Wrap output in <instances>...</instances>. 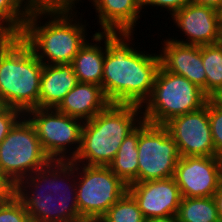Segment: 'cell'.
Segmentation results:
<instances>
[{"mask_svg":"<svg viewBox=\"0 0 222 222\" xmlns=\"http://www.w3.org/2000/svg\"><path fill=\"white\" fill-rule=\"evenodd\" d=\"M134 35L105 32L102 89L110 103L142 107L151 96L160 59L158 53L136 47Z\"/></svg>","mask_w":222,"mask_h":222,"instance_id":"1","label":"cell"},{"mask_svg":"<svg viewBox=\"0 0 222 222\" xmlns=\"http://www.w3.org/2000/svg\"><path fill=\"white\" fill-rule=\"evenodd\" d=\"M32 222H86L76 198V163L51 160L15 187Z\"/></svg>","mask_w":222,"mask_h":222,"instance_id":"2","label":"cell"},{"mask_svg":"<svg viewBox=\"0 0 222 222\" xmlns=\"http://www.w3.org/2000/svg\"><path fill=\"white\" fill-rule=\"evenodd\" d=\"M143 121L141 106L110 103L91 120L84 121L81 148L74 163L109 166L123 140Z\"/></svg>","mask_w":222,"mask_h":222,"instance_id":"3","label":"cell"},{"mask_svg":"<svg viewBox=\"0 0 222 222\" xmlns=\"http://www.w3.org/2000/svg\"><path fill=\"white\" fill-rule=\"evenodd\" d=\"M43 67L20 36H6L0 42V98L7 107L23 114L39 108Z\"/></svg>","mask_w":222,"mask_h":222,"instance_id":"4","label":"cell"},{"mask_svg":"<svg viewBox=\"0 0 222 222\" xmlns=\"http://www.w3.org/2000/svg\"><path fill=\"white\" fill-rule=\"evenodd\" d=\"M82 18L78 15L27 17L20 37L44 65L72 63L87 38H91L87 33L90 26Z\"/></svg>","mask_w":222,"mask_h":222,"instance_id":"5","label":"cell"},{"mask_svg":"<svg viewBox=\"0 0 222 222\" xmlns=\"http://www.w3.org/2000/svg\"><path fill=\"white\" fill-rule=\"evenodd\" d=\"M209 97L187 78L159 67L149 99L143 104V121L164 125L170 119L204 107Z\"/></svg>","mask_w":222,"mask_h":222,"instance_id":"6","label":"cell"},{"mask_svg":"<svg viewBox=\"0 0 222 222\" xmlns=\"http://www.w3.org/2000/svg\"><path fill=\"white\" fill-rule=\"evenodd\" d=\"M50 161L33 124L23 115L0 143L1 173L15 187Z\"/></svg>","mask_w":222,"mask_h":222,"instance_id":"7","label":"cell"},{"mask_svg":"<svg viewBox=\"0 0 222 222\" xmlns=\"http://www.w3.org/2000/svg\"><path fill=\"white\" fill-rule=\"evenodd\" d=\"M127 191L128 185L108 166L76 163L77 205L86 222H98Z\"/></svg>","mask_w":222,"mask_h":222,"instance_id":"8","label":"cell"},{"mask_svg":"<svg viewBox=\"0 0 222 222\" xmlns=\"http://www.w3.org/2000/svg\"><path fill=\"white\" fill-rule=\"evenodd\" d=\"M33 124L51 160L73 161L81 148L84 121L53 108H34L24 114Z\"/></svg>","mask_w":222,"mask_h":222,"instance_id":"9","label":"cell"},{"mask_svg":"<svg viewBox=\"0 0 222 222\" xmlns=\"http://www.w3.org/2000/svg\"><path fill=\"white\" fill-rule=\"evenodd\" d=\"M138 182L174 177L180 154L164 125L145 121L139 125Z\"/></svg>","mask_w":222,"mask_h":222,"instance_id":"10","label":"cell"},{"mask_svg":"<svg viewBox=\"0 0 222 222\" xmlns=\"http://www.w3.org/2000/svg\"><path fill=\"white\" fill-rule=\"evenodd\" d=\"M164 126L176 142L180 157H219L216 156L214 149L208 115V101L204 107L176 116Z\"/></svg>","mask_w":222,"mask_h":222,"instance_id":"11","label":"cell"},{"mask_svg":"<svg viewBox=\"0 0 222 222\" xmlns=\"http://www.w3.org/2000/svg\"><path fill=\"white\" fill-rule=\"evenodd\" d=\"M174 179L182 197L214 196L222 184V159L206 156L180 157Z\"/></svg>","mask_w":222,"mask_h":222,"instance_id":"12","label":"cell"},{"mask_svg":"<svg viewBox=\"0 0 222 222\" xmlns=\"http://www.w3.org/2000/svg\"><path fill=\"white\" fill-rule=\"evenodd\" d=\"M181 36L169 37L172 41L187 45H211L220 40V18L218 9L190 2L171 16ZM175 36V38H174Z\"/></svg>","mask_w":222,"mask_h":222,"instance_id":"13","label":"cell"},{"mask_svg":"<svg viewBox=\"0 0 222 222\" xmlns=\"http://www.w3.org/2000/svg\"><path fill=\"white\" fill-rule=\"evenodd\" d=\"M128 192L137 202L145 219L176 216L182 199L174 177L131 183Z\"/></svg>","mask_w":222,"mask_h":222,"instance_id":"14","label":"cell"},{"mask_svg":"<svg viewBox=\"0 0 222 222\" xmlns=\"http://www.w3.org/2000/svg\"><path fill=\"white\" fill-rule=\"evenodd\" d=\"M159 50L160 66L183 76L206 94V73L202 63V46L181 44L165 37Z\"/></svg>","mask_w":222,"mask_h":222,"instance_id":"15","label":"cell"},{"mask_svg":"<svg viewBox=\"0 0 222 222\" xmlns=\"http://www.w3.org/2000/svg\"><path fill=\"white\" fill-rule=\"evenodd\" d=\"M93 6L98 32H134L143 13L141 0H87ZM142 12V13H141ZM139 20V21H138ZM138 22V23H137Z\"/></svg>","mask_w":222,"mask_h":222,"instance_id":"16","label":"cell"},{"mask_svg":"<svg viewBox=\"0 0 222 222\" xmlns=\"http://www.w3.org/2000/svg\"><path fill=\"white\" fill-rule=\"evenodd\" d=\"M109 104L102 86L93 83H78L55 109L68 116L87 121Z\"/></svg>","mask_w":222,"mask_h":222,"instance_id":"17","label":"cell"},{"mask_svg":"<svg viewBox=\"0 0 222 222\" xmlns=\"http://www.w3.org/2000/svg\"><path fill=\"white\" fill-rule=\"evenodd\" d=\"M78 83L71 63L44 65L41 75L39 108L55 109Z\"/></svg>","mask_w":222,"mask_h":222,"instance_id":"18","label":"cell"},{"mask_svg":"<svg viewBox=\"0 0 222 222\" xmlns=\"http://www.w3.org/2000/svg\"><path fill=\"white\" fill-rule=\"evenodd\" d=\"M94 32V34L92 33L93 36L91 35V39L88 38L80 48L71 64L79 83H93L102 86L103 64L106 52L105 32Z\"/></svg>","mask_w":222,"mask_h":222,"instance_id":"19","label":"cell"},{"mask_svg":"<svg viewBox=\"0 0 222 222\" xmlns=\"http://www.w3.org/2000/svg\"><path fill=\"white\" fill-rule=\"evenodd\" d=\"M139 126L122 142L109 168L127 185L138 183Z\"/></svg>","mask_w":222,"mask_h":222,"instance_id":"20","label":"cell"},{"mask_svg":"<svg viewBox=\"0 0 222 222\" xmlns=\"http://www.w3.org/2000/svg\"><path fill=\"white\" fill-rule=\"evenodd\" d=\"M176 219L178 222H220L213 196L182 197Z\"/></svg>","mask_w":222,"mask_h":222,"instance_id":"21","label":"cell"},{"mask_svg":"<svg viewBox=\"0 0 222 222\" xmlns=\"http://www.w3.org/2000/svg\"><path fill=\"white\" fill-rule=\"evenodd\" d=\"M202 63L206 73V95L211 98L222 87V45H203Z\"/></svg>","mask_w":222,"mask_h":222,"instance_id":"22","label":"cell"},{"mask_svg":"<svg viewBox=\"0 0 222 222\" xmlns=\"http://www.w3.org/2000/svg\"><path fill=\"white\" fill-rule=\"evenodd\" d=\"M26 20L23 0H0V30L6 36H20Z\"/></svg>","mask_w":222,"mask_h":222,"instance_id":"23","label":"cell"},{"mask_svg":"<svg viewBox=\"0 0 222 222\" xmlns=\"http://www.w3.org/2000/svg\"><path fill=\"white\" fill-rule=\"evenodd\" d=\"M79 1L82 2V0H23V5L27 17L37 15H80L76 7L77 5L79 6Z\"/></svg>","mask_w":222,"mask_h":222,"instance_id":"24","label":"cell"},{"mask_svg":"<svg viewBox=\"0 0 222 222\" xmlns=\"http://www.w3.org/2000/svg\"><path fill=\"white\" fill-rule=\"evenodd\" d=\"M98 222H145V217L133 196L127 191Z\"/></svg>","mask_w":222,"mask_h":222,"instance_id":"25","label":"cell"},{"mask_svg":"<svg viewBox=\"0 0 222 222\" xmlns=\"http://www.w3.org/2000/svg\"><path fill=\"white\" fill-rule=\"evenodd\" d=\"M0 222H32L23 202L14 193L0 200Z\"/></svg>","mask_w":222,"mask_h":222,"instance_id":"26","label":"cell"},{"mask_svg":"<svg viewBox=\"0 0 222 222\" xmlns=\"http://www.w3.org/2000/svg\"><path fill=\"white\" fill-rule=\"evenodd\" d=\"M208 115L216 156H222V107L208 99Z\"/></svg>","mask_w":222,"mask_h":222,"instance_id":"27","label":"cell"},{"mask_svg":"<svg viewBox=\"0 0 222 222\" xmlns=\"http://www.w3.org/2000/svg\"><path fill=\"white\" fill-rule=\"evenodd\" d=\"M190 2H192V0H141V6L142 10L144 9L143 12L147 9L148 6L149 10L153 7L158 10L160 7L161 12L164 8V10L166 9L165 11H167V13L172 16L176 11L182 9Z\"/></svg>","mask_w":222,"mask_h":222,"instance_id":"28","label":"cell"},{"mask_svg":"<svg viewBox=\"0 0 222 222\" xmlns=\"http://www.w3.org/2000/svg\"><path fill=\"white\" fill-rule=\"evenodd\" d=\"M23 115L20 110L12 107H7L0 113V143H2L10 129Z\"/></svg>","mask_w":222,"mask_h":222,"instance_id":"29","label":"cell"},{"mask_svg":"<svg viewBox=\"0 0 222 222\" xmlns=\"http://www.w3.org/2000/svg\"><path fill=\"white\" fill-rule=\"evenodd\" d=\"M14 193V187L0 171V200L10 197Z\"/></svg>","mask_w":222,"mask_h":222,"instance_id":"30","label":"cell"},{"mask_svg":"<svg viewBox=\"0 0 222 222\" xmlns=\"http://www.w3.org/2000/svg\"><path fill=\"white\" fill-rule=\"evenodd\" d=\"M213 197L217 204V210L220 222H222V184L220 185L219 189L215 192Z\"/></svg>","mask_w":222,"mask_h":222,"instance_id":"31","label":"cell"},{"mask_svg":"<svg viewBox=\"0 0 222 222\" xmlns=\"http://www.w3.org/2000/svg\"><path fill=\"white\" fill-rule=\"evenodd\" d=\"M192 2L212 6L216 9H219L222 6V0H192Z\"/></svg>","mask_w":222,"mask_h":222,"instance_id":"32","label":"cell"},{"mask_svg":"<svg viewBox=\"0 0 222 222\" xmlns=\"http://www.w3.org/2000/svg\"><path fill=\"white\" fill-rule=\"evenodd\" d=\"M145 222H178L176 216L154 217L145 219Z\"/></svg>","mask_w":222,"mask_h":222,"instance_id":"33","label":"cell"},{"mask_svg":"<svg viewBox=\"0 0 222 222\" xmlns=\"http://www.w3.org/2000/svg\"><path fill=\"white\" fill-rule=\"evenodd\" d=\"M211 99L217 103L218 105H220L222 107V87L219 89V91L214 94Z\"/></svg>","mask_w":222,"mask_h":222,"instance_id":"34","label":"cell"},{"mask_svg":"<svg viewBox=\"0 0 222 222\" xmlns=\"http://www.w3.org/2000/svg\"><path fill=\"white\" fill-rule=\"evenodd\" d=\"M7 108L4 100L0 98V113H2Z\"/></svg>","mask_w":222,"mask_h":222,"instance_id":"35","label":"cell"},{"mask_svg":"<svg viewBox=\"0 0 222 222\" xmlns=\"http://www.w3.org/2000/svg\"><path fill=\"white\" fill-rule=\"evenodd\" d=\"M218 11H219L220 25H222V6L218 9Z\"/></svg>","mask_w":222,"mask_h":222,"instance_id":"36","label":"cell"},{"mask_svg":"<svg viewBox=\"0 0 222 222\" xmlns=\"http://www.w3.org/2000/svg\"><path fill=\"white\" fill-rule=\"evenodd\" d=\"M6 37V35L0 30V42Z\"/></svg>","mask_w":222,"mask_h":222,"instance_id":"37","label":"cell"},{"mask_svg":"<svg viewBox=\"0 0 222 222\" xmlns=\"http://www.w3.org/2000/svg\"><path fill=\"white\" fill-rule=\"evenodd\" d=\"M219 43L222 45V25L220 27V40Z\"/></svg>","mask_w":222,"mask_h":222,"instance_id":"38","label":"cell"}]
</instances>
